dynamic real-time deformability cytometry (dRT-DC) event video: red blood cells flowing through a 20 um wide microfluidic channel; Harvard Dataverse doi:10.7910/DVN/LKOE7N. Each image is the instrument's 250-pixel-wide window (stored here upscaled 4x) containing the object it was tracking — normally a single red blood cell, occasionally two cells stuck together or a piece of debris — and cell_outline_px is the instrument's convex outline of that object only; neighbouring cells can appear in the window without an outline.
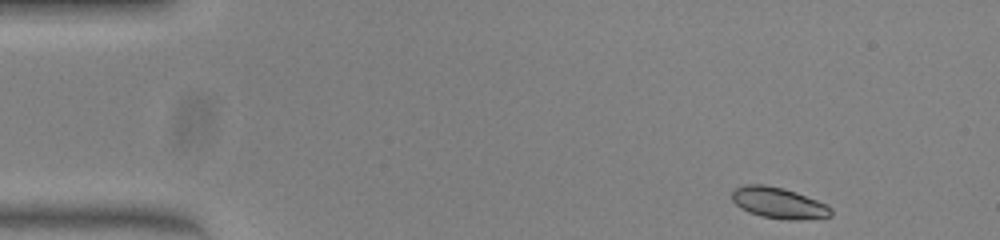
{"species": "common noctule bat (a hibernating species)", "species_latin": "Nyctalus noctula", "temperature_condition": "warm", "stored_images_in_passage": 46, "camera_frame_rate_fps": 3000, "um_per_image_px": 0.085, "animal": {"sex": "female", "body_mass_g": 23.0, "forearm_length_mm": 53.4}, "frame": {"image": 1, "passage_image": 1, "time_ms": 0.0, "image_size_px": [1000, 240], "cell_outline_px": [[832, 216], [800, 220], [788, 220], [760, 216], [748, 212], [740, 208], [732, 200], [732, 192], [736, 188], [744, 184], [764, 184], [784, 188], [796, 192], [828, 204], [832, 208]], "centroid_in_image_um": [66.2, 17.25], "position_along_channel_um": 18.8, "area_um2": 18.15}}
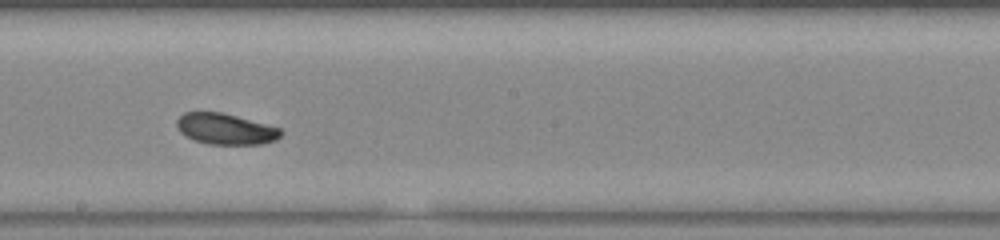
{"frame": {"image": 2, "passage_image": 24, "time_ms": 7.667, "image_size_px": [1000, 240], "cell_outline_px": [[280, 136], [276, 140], [260, 144], [208, 144], [184, 136], [176, 128], [176, 120], [184, 112], [220, 112], [236, 116], [280, 128]], "centroid_in_image_um": [19.11, 10.96], "position_along_channel_um": 229.1, "area_um2": 18.61}}
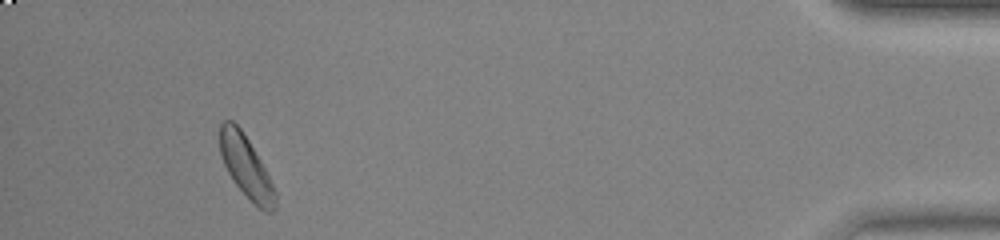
{"frame": {"image": 3, "passage_image": 43, "time_ms": 14.0, "image_size_px": [1000, 240], "cell_outline_px": [[276, 208], [272, 212], [264, 212], [232, 180], [224, 164], [220, 152], [220, 124], [224, 120], [232, 120], [240, 128], [248, 140], [260, 160], [276, 192]], "centroid_in_image_um": [20.91, 14.16], "position_along_channel_um": 414.3, "area_um2": 19.42}, "authors_computed_cell_mechanics": {"area_um2": 19.363, "velocity_mm_per_s": 4.0039, "shape_relaxation_time_tau1_ms": 1.528, "shape_relaxation_time_tau2_ms": null, "deformation_change_tau1": 0.0709, "deformation_change_tau2": null}}